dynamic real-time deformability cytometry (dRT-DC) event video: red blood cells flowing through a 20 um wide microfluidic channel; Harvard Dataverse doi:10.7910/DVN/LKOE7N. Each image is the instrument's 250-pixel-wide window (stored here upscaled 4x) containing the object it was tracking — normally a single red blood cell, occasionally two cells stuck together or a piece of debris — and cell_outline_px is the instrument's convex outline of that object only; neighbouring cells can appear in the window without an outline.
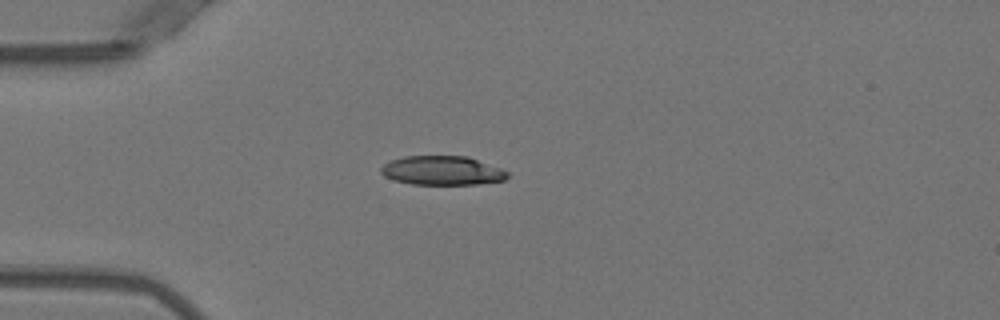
{"species": "Egyptian fruit bat (a non-hibernating species)", "species_latin": "Rousettus aegyptiacus", "temperature_condition": "warm", "stored_images_in_passage": 34, "camera_frame_rate_fps": 3000, "um_per_image_px": 0.085, "animal": {"sex": "female"}, "frame": {"image": 1, "passage_image": 1, "time_ms": 0.0, "image_size_px": [1000, 320], "cell_outline_px": [[508, 176], [504, 180], [476, 184], [412, 184], [392, 180], [384, 176], [380, 172], [380, 168], [384, 164], [392, 160], [404, 156], [468, 156], [500, 168], [508, 172]], "centroid_in_image_um": [37.56, 14.49], "position_along_channel_um": 47.4, "area_um2": 21.39}}
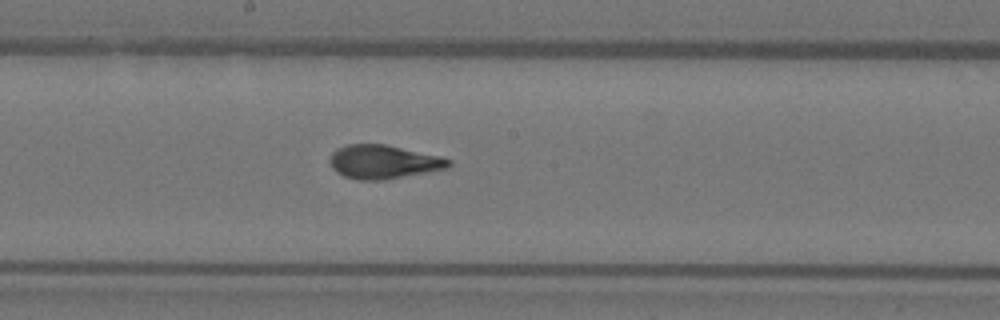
{"frame": {"image": 2, "passage_image": 15, "time_ms": 4.667, "image_size_px": [1000, 320], "cell_outline_px": [[452, 164], [448, 168], [384, 180], [360, 180], [344, 176], [336, 172], [332, 168], [328, 160], [332, 152], [336, 148], [348, 144], [384, 144], [440, 156], [452, 160]], "centroid_in_image_um": [32.57, 13.76], "position_along_channel_um": 215.6, "area_um2": 23.41}}
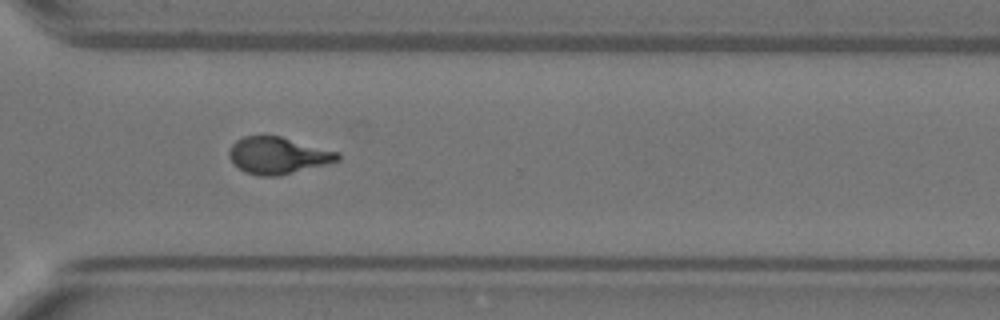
{"frame": {"image": 3, "passage_image": 25, "time_ms": 8.0, "image_size_px": [1000, 320], "cell_outline_px": [[340, 160], [328, 164], [280, 176], [260, 176], [244, 172], [228, 156], [228, 152], [232, 144], [236, 140], [244, 136], [280, 136], [340, 152]], "centroid_in_image_um": [23.65, 13.22], "position_along_channel_um": 346.9, "area_um2": 23.35}, "authors_computed_cell_mechanics": {"area_um2": 22.9466, "velocity_mm_per_s": 3.9631, "shape_relaxation_time_tau1_ms": 5.1719, "shape_relaxation_time_tau2_ms": 0.8132, "deformation_change_tau1": 0.2039, "deformation_change_tau2": 0.0694}}